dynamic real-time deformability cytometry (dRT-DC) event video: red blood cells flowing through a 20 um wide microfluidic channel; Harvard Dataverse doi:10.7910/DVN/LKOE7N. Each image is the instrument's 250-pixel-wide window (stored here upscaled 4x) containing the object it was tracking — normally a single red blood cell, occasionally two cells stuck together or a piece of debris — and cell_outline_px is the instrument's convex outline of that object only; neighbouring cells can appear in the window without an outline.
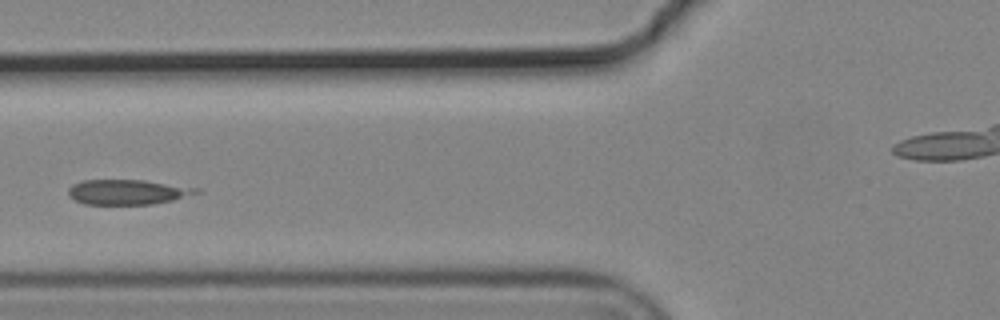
{"species": "common noctule bat (a hibernating species)", "species_latin": "Nyctalus noctula", "temperature_condition": "cold", "stored_images_in_passage": 5, "camera_frame_rate_fps": 3000, "um_per_image_px": 0.085, "animal": {"sex": "male", "body_mass_g": 19.2, "forearm_length_mm": 51.8}, "frame": {"image": 1, "passage_image": 5, "time_ms": 1.333, "image_size_px": [1000, 320], "cell_outline_px": [[204, 192], [172, 200], [152, 204], [84, 204], [68, 196], [68, 188], [72, 184], [84, 180], [144, 180], [200, 188]], "centroid_in_image_um": [10.87, 16.32], "position_along_channel_um": 114.9, "area_um2": 18.73}}